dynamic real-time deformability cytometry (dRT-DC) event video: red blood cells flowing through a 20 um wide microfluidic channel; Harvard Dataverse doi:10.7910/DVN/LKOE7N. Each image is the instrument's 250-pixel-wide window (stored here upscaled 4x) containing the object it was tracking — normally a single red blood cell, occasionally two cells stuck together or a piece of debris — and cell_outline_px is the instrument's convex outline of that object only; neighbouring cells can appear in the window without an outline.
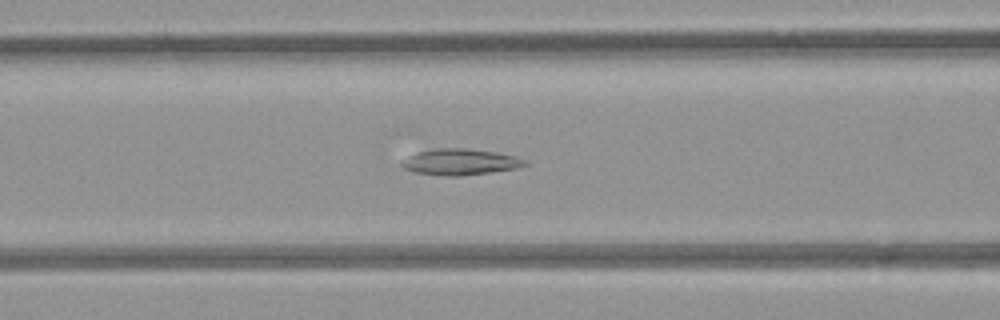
{"species": "common noctule bat (a hibernating species)", "species_latin": "Nyctalus noctula", "temperature_condition": "room temperature", "stored_images_in_passage": 46, "camera_frame_rate_fps": 3000, "um_per_image_px": 0.085, "animal": {"sex": "female", "body_mass_g": 21.9}, "frame": {"image": 1, "passage_image": 15, "time_ms": 4.667, "image_size_px": [1000, 320], "cell_outline_px": [[528, 164], [520, 168], [492, 172], [460, 176], [448, 176], [416, 172], [404, 168], [400, 164], [412, 156], [420, 152], [436, 148], [464, 148], [496, 152], [512, 156], [524, 160]], "centroid_in_image_um": [39.18, 13.77], "position_along_channel_um": 127.4, "area_um2": 18.32}}
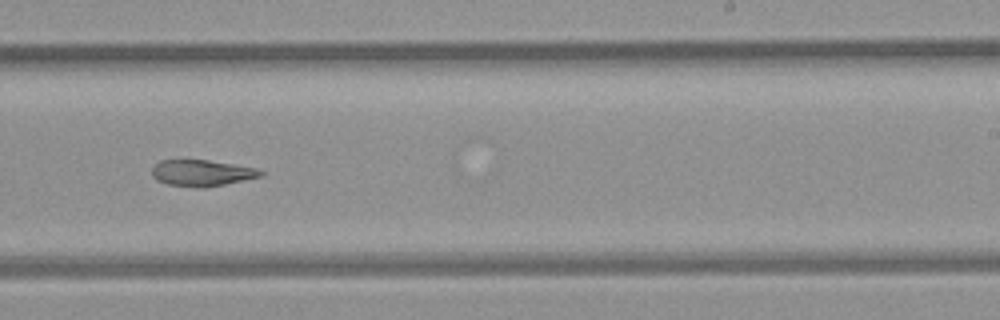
{"frame": {"image": 2, "passage_image": 26, "time_ms": 8.333, "image_size_px": [1000, 320], "cell_outline_px": [[264, 176], [204, 188], [196, 188], [168, 184], [156, 180], [152, 176], [152, 168], [160, 160], [208, 160], [256, 168], [264, 172]], "centroid_in_image_um": [17.15, 14.71], "position_along_channel_um": 271.8, "area_um2": 16.65}}
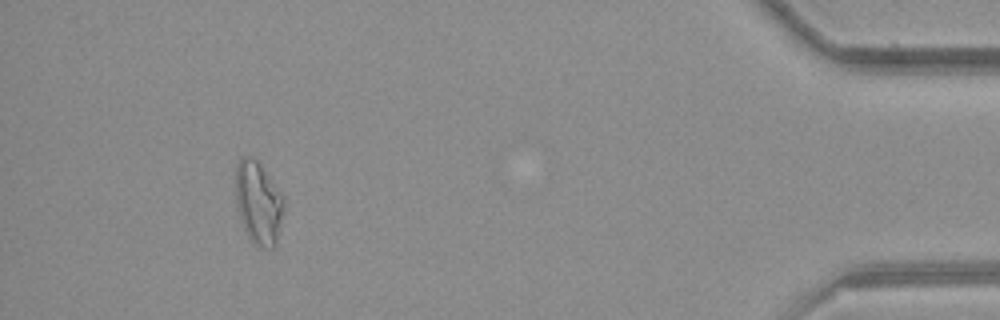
{"frame": {"image": 3, "passage_image": 42, "time_ms": 13.667, "image_size_px": [1000, 320], "cell_outline_px": [[284, 208], [276, 244], [272, 248], [260, 248], [252, 244], [240, 220], [236, 200], [236, 164], [244, 156], [248, 156], [256, 160], [284, 196]], "centroid_in_image_um": [21.96, 17.28], "position_along_channel_um": 413.2, "area_um2": 23.18}, "authors_computed_cell_mechanics": {"area_um2": 19.3919, "velocity_mm_per_s": 3.9428, "shape_relaxation_time_tau1_ms": null, "shape_relaxation_time_tau2_ms": 7.2235, "deformation_change_tau1": null, "deformation_change_tau2": 0.16}}